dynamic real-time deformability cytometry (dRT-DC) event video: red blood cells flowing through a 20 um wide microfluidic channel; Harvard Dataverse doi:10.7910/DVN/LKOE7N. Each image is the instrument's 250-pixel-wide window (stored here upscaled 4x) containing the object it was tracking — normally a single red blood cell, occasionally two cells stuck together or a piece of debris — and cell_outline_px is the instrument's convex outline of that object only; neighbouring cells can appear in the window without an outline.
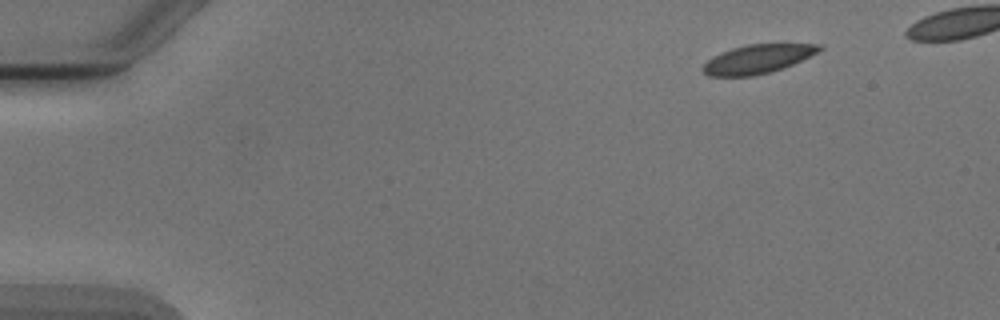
{"species": "Egyptian fruit bat (a non-hibernating species)", "species_latin": "Rousettus aegyptiacus", "temperature_condition": "cold", "stored_images_in_passage": 5, "camera_frame_rate_fps": 3000, "um_per_image_px": 0.085, "animal": {"sex": "male"}, "frame": {"image": 1, "passage_image": 1, "time_ms": 0.0, "image_size_px": [1000, 320], "cell_outline_px": [[824, 48], [784, 68], [752, 76], [708, 76], [700, 68], [712, 56], [720, 52], [732, 48], [748, 44], [824, 44]], "centroid_in_image_um": [64.36, 5.01], "position_along_channel_um": 20.6, "area_um2": 19.42}}